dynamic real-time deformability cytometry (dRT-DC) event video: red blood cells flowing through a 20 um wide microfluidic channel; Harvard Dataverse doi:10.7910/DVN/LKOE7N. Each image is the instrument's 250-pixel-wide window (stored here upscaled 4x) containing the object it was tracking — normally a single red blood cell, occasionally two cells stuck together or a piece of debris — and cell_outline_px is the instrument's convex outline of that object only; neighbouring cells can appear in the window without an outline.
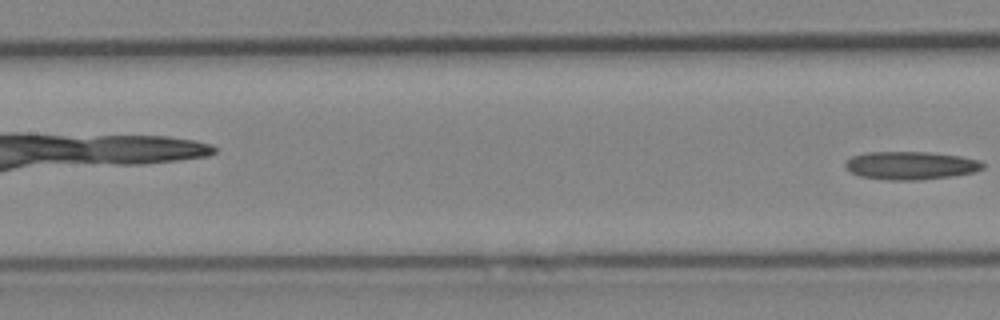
{"species": "Egyptian fruit bat (a non-hibernating species)", "species_latin": "Rousettus aegyptiacus", "temperature_condition": "cold", "stored_images_in_passage": 6, "camera_frame_rate_fps": 3000, "um_per_image_px": 0.085, "animal": {"sex": "female"}, "frame": {"image": 1, "passage_image": 6, "time_ms": 6.667, "image_size_px": [1000, 320], "cell_outline_px": [[984, 168], [976, 172], [952, 176], [916, 180], [888, 180], [860, 176], [852, 172], [844, 164], [852, 156], [864, 152], [932, 152], [960, 156], [980, 160], [984, 164]], "centroid_in_image_um": [77.45, 14.06], "position_along_channel_um": 130.0, "area_um2": 22.54}}